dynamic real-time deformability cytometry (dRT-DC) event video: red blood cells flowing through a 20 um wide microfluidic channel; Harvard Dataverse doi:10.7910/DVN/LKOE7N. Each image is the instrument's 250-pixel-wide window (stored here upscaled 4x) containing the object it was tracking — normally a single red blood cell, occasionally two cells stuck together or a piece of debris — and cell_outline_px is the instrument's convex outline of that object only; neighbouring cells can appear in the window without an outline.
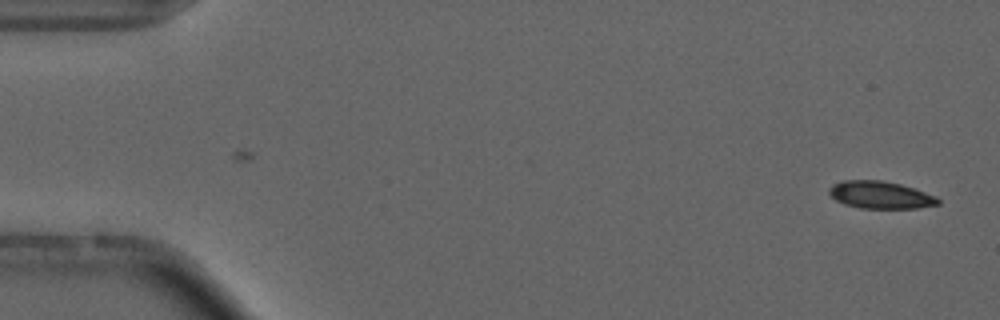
{"species": "common noctule bat (a hibernating species)", "species_latin": "Nyctalus noctula", "temperature_condition": "cold", "stored_images_in_passage": 16, "camera_frame_rate_fps": 3000, "um_per_image_px": 0.085, "animal": {"sex": "male", "forearm_length_mm": 52.5}, "frame": {"image": 1, "passage_image": 1, "time_ms": 0.0, "image_size_px": [1000, 320], "cell_outline_px": [[940, 204], [916, 208], [860, 208], [844, 204], [836, 200], [828, 192], [828, 188], [832, 184], [844, 180], [880, 180], [900, 184], [916, 188], [936, 196], [940, 200]], "centroid_in_image_um": [74.84, 16.56], "position_along_channel_um": 10.2, "area_um2": 17.46}}
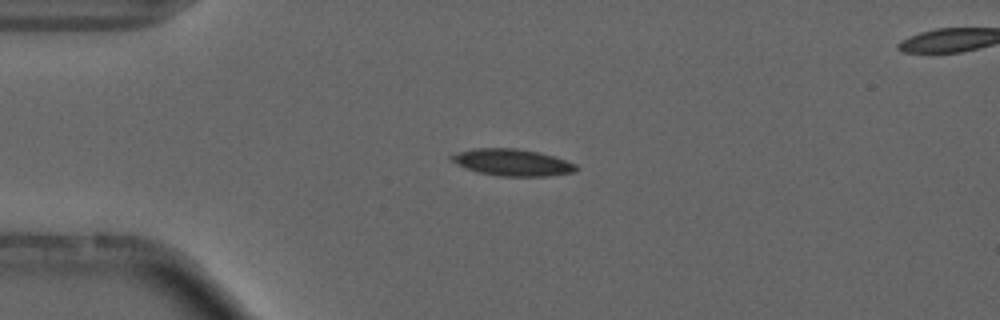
{"frame": {"image": 2, "passage_image": 12, "time_ms": 3.667, "image_size_px": [1000, 320], "cell_outline_px": [[576, 172], [548, 176], [500, 176], [480, 172], [464, 168], [452, 160], [448, 156], [472, 148], [516, 148], [540, 152], [556, 156], [576, 164]], "centroid_in_image_um": [43.58, 13.8], "position_along_channel_um": 41.4, "area_um2": 19.48}}